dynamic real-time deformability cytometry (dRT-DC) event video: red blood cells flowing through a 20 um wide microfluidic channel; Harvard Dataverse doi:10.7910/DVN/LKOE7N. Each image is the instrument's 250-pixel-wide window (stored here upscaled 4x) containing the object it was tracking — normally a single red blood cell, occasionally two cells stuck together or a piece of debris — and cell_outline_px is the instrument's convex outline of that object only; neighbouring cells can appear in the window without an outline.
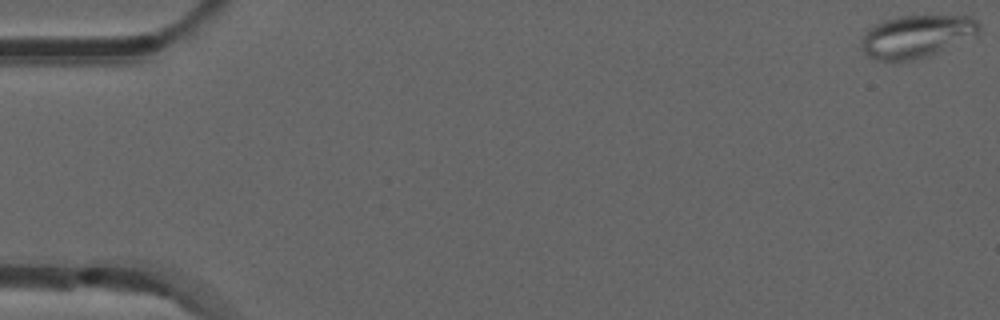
{"species": "common noctule bat (a hibernating species)", "species_latin": "Nyctalus noctula", "temperature_condition": "room temperature", "stored_images_in_passage": 15, "camera_frame_rate_fps": 3000, "um_per_image_px": 0.085, "animal": {"sex": "male", "forearm_length_mm": 52.5}, "frame": {"image": 1, "passage_image": 1, "time_ms": 0.0, "image_size_px": [1000, 320], "cell_outline_px": [[980, 32], [976, 36], [936, 52], [912, 60], [876, 60], [868, 56], [864, 52], [860, 44], [860, 40], [876, 24], [884, 20], [900, 16], [972, 16], [980, 24]], "centroid_in_image_um": [77.94, 3.08], "position_along_channel_um": 7.1, "area_um2": 28.78}}